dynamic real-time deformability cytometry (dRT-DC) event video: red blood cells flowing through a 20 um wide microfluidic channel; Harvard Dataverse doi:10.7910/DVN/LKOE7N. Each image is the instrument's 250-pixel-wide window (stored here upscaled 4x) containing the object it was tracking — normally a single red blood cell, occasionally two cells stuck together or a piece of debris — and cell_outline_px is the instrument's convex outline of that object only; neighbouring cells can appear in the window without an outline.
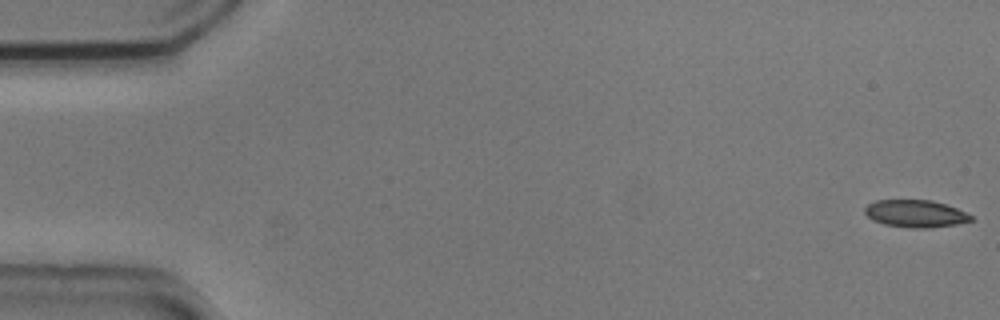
{"species": "common noctule bat (a hibernating species)", "species_latin": "Nyctalus noctula", "temperature_condition": "cold", "stored_images_in_passage": 55, "camera_frame_rate_fps": 3000, "um_per_image_px": 0.085, "animal": {"sex": "male", "body_mass_g": 20.5, "forearm_length_mm": 52.5}, "frame": {"image": 1, "passage_image": 1, "time_ms": 0.0, "image_size_px": [1000, 320], "cell_outline_px": [[972, 220], [956, 224], [928, 228], [908, 228], [884, 224], [872, 220], [864, 212], [864, 208], [868, 204], [876, 200], [932, 200], [956, 208], [972, 216]], "centroid_in_image_um": [77.78, 18.16], "position_along_channel_um": 7.2, "area_um2": 16.82}}
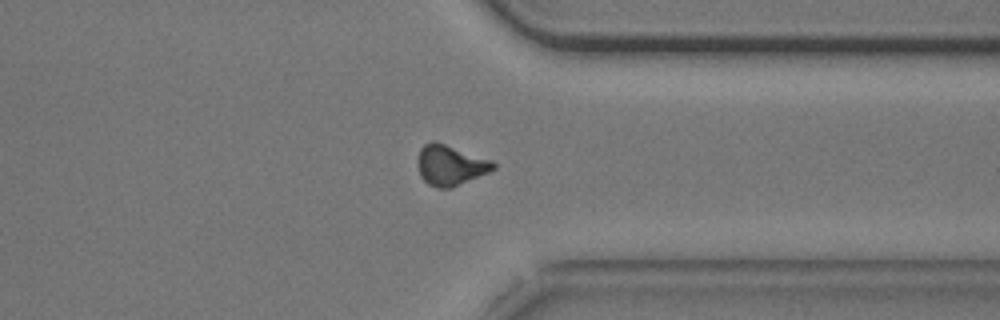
{"frame": {"image": 2, "passage_image": 42, "time_ms": 13.667, "image_size_px": [1000, 320], "cell_outline_px": [[496, 168], [488, 172], [452, 188], [440, 188], [428, 184], [420, 176], [416, 164], [416, 160], [420, 148], [424, 144], [432, 140], [436, 140], [492, 160], [496, 164]], "centroid_in_image_um": [38.25, 14.02], "position_along_channel_um": 373.2, "area_um2": 18.09}}
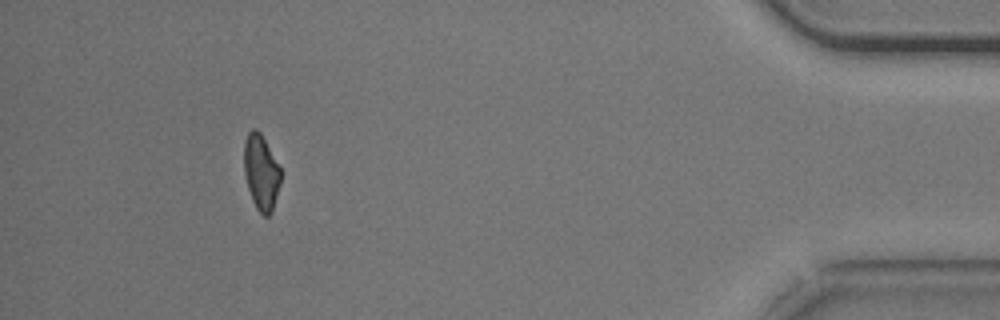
{"frame": {"image": 3, "passage_image": 50, "time_ms": 16.333, "image_size_px": [1000, 320], "cell_outline_px": [[280, 184], [272, 212], [268, 216], [264, 216], [256, 208], [252, 200], [248, 188], [244, 172], [244, 140], [248, 132], [252, 128], [256, 128], [260, 132], [280, 168]], "centroid_in_image_um": [22.18, 14.64], "position_along_channel_um": 413.0, "area_um2": 16.01}, "authors_computed_cell_mechanics": {"area_um2": 17.7446, "velocity_mm_per_s": 3.7161, "shape_relaxation_time_tau1_ms": 4.2175, "shape_relaxation_time_tau2_ms": null, "deformation_change_tau1": 0.1175, "deformation_change_tau2": null}}